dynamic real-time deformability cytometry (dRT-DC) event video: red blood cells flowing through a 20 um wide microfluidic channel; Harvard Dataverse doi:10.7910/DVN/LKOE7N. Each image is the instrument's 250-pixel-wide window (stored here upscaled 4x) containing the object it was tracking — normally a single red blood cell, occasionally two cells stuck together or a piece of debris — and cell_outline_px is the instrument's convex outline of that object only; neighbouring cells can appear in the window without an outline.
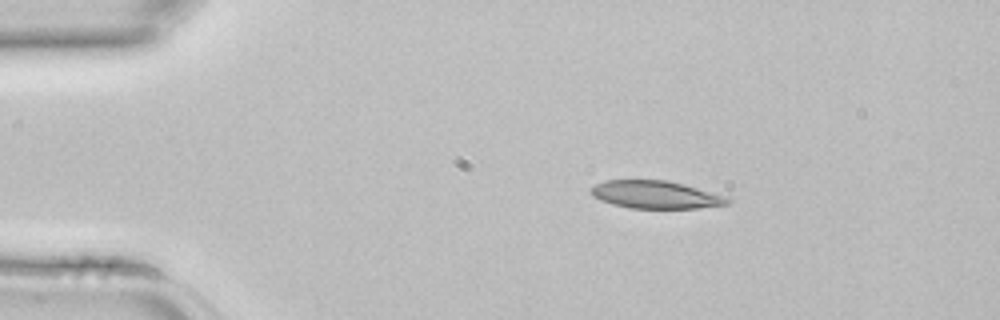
{"species": "common noctule bat (a hibernating species)", "species_latin": "Nyctalus noctula", "temperature_condition": "room temperature", "stored_images_in_passage": 2, "camera_frame_rate_fps": 3000, "um_per_image_px": 0.085, "animal": {"sex": "female", "body_mass_g": 22.7, "forearm_length_mm": 54.2}, "frame": {"image": 1, "passage_image": 1, "time_ms": 0.0, "image_size_px": [1000, 320], "cell_outline_px": [[732, 200], [728, 204], [700, 208], [632, 208], [612, 204], [600, 200], [592, 196], [588, 192], [588, 188], [604, 180], [668, 180], [684, 184], [728, 196]], "centroid_in_image_um": [55.72, 16.54], "position_along_channel_um": 29.3, "area_um2": 22.37}}